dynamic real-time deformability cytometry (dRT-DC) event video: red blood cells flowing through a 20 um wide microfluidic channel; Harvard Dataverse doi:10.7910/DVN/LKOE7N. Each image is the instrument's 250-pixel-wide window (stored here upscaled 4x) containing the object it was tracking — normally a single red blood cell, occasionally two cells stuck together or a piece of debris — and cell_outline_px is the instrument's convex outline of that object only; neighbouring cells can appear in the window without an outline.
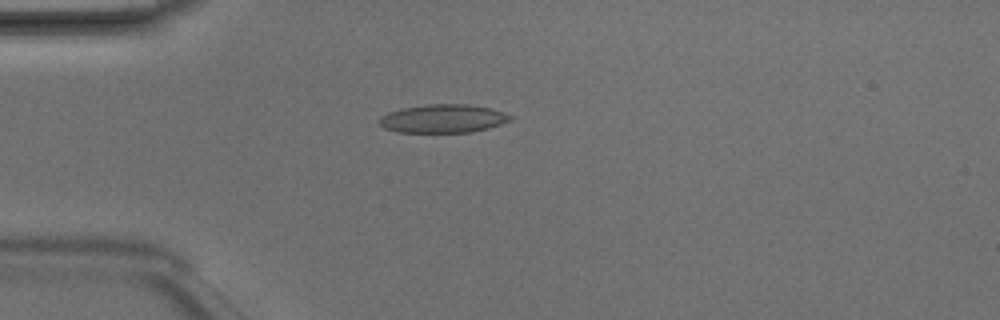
{"species": "Egyptian fruit bat (a non-hibernating species)", "species_latin": "Rousettus aegyptiacus", "temperature_condition": "room temperature", "stored_images_in_passage": 4, "camera_frame_rate_fps": 3000, "um_per_image_px": 0.085, "animal": {"sex": "male"}, "frame": {"image": 1, "passage_image": 3, "time_ms": 0.667, "image_size_px": [1000, 320], "cell_outline_px": [[512, 116], [508, 120], [500, 124], [488, 128], [472, 132], [396, 132], [384, 128], [380, 124], [380, 116], [388, 112], [400, 108], [428, 104], [468, 104], [492, 108]], "centroid_in_image_um": [37.62, 10.07], "position_along_channel_um": 47.4, "area_um2": 21.62}}